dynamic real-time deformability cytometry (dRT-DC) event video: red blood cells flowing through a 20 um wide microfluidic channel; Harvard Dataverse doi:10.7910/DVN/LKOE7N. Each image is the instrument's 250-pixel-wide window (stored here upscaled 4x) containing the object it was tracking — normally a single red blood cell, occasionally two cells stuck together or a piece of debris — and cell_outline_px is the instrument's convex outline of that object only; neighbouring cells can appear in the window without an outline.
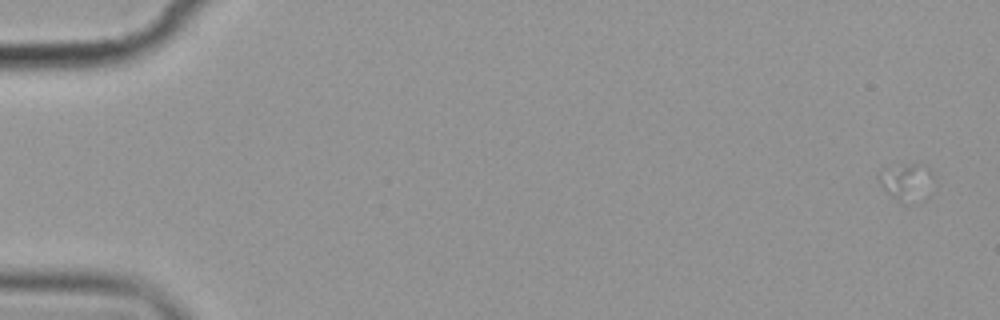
{"species": "common noctule bat (a hibernating species)", "species_latin": "Nyctalus noctula", "temperature_condition": "cold", "stored_images_in_passage": 5, "camera_frame_rate_fps": 3000, "um_per_image_px": 0.085, "animal": {"sex": "female", "body_mass_g": 19.9}, "frame": {"image": 1, "passage_image": 1, "time_ms": 0.0, "image_size_px": [1000, 320], "cell_outline_px": [[936, 176], [904, 204], [892, 196], [884, 188], [876, 176], [880, 168], [904, 164], [916, 164], [928, 168]], "centroid_in_image_um": [76.89, 15.31], "position_along_channel_um": 8.1, "area_um2": 10.58}}